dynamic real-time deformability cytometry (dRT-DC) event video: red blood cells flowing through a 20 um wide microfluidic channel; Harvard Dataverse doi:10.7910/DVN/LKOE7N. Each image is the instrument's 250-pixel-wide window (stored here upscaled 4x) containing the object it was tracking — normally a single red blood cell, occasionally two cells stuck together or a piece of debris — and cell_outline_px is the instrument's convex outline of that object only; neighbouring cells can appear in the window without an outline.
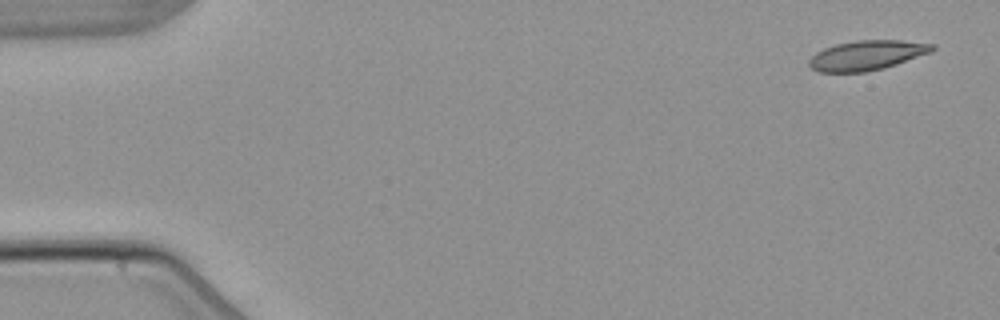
{"species": "common noctule bat (a hibernating species)", "species_latin": "Nyctalus noctula", "temperature_condition": "warm", "stored_images_in_passage": 6, "camera_frame_rate_fps": 3000, "um_per_image_px": 0.085, "animal": {"sex": "male", "body_mass_g": 21.5, "forearm_length_mm": 52.0}, "frame": {"image": 1, "passage_image": 1, "time_ms": 0.0, "image_size_px": [1000, 320], "cell_outline_px": [[936, 48], [932, 52], [884, 68], [864, 72], [820, 72], [812, 68], [808, 64], [808, 60], [816, 52], [824, 48], [836, 44], [856, 40], [900, 40], [936, 44]], "centroid_in_image_um": [73.7, 4.69], "position_along_channel_um": 11.3, "area_um2": 21.39}}
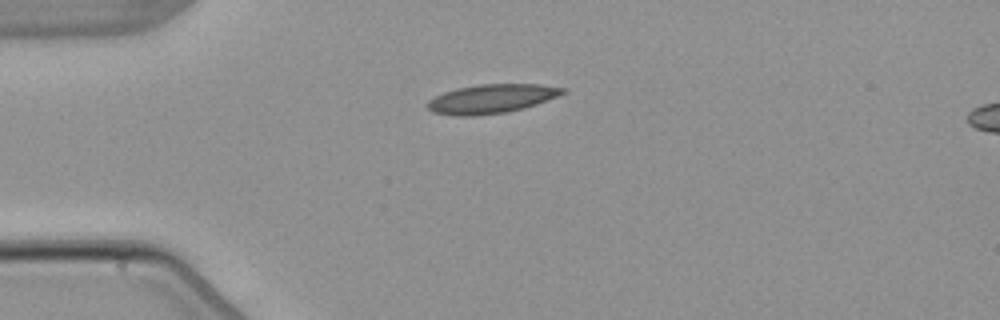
{"frame": {"image": 2, "passage_image": 4, "time_ms": 3.667, "image_size_px": [1000, 320], "cell_outline_px": [[568, 92], [536, 104], [524, 108], [504, 112], [472, 116], [452, 116], [432, 112], [424, 104], [428, 100], [444, 92], [456, 88], [480, 84], [540, 84], [568, 88]], "centroid_in_image_um": [41.77, 8.39], "position_along_channel_um": 43.2, "area_um2": 23.0}}
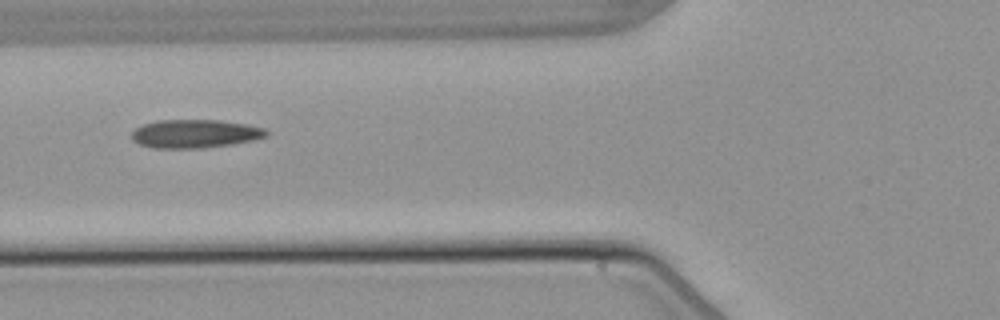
{"frame": {"image": 3, "passage_image": 6, "time_ms": 6.0, "image_size_px": [1000, 320], "cell_outline_px": [[268, 136], [256, 140], [232, 144], [204, 148], [152, 148], [140, 144], [132, 140], [132, 132], [136, 128], [144, 124], [156, 120], [220, 120], [248, 124], [264, 128], [268, 132]], "centroid_in_image_um": [16.61, 11.37], "position_along_channel_um": 109.2, "area_um2": 22.48}}